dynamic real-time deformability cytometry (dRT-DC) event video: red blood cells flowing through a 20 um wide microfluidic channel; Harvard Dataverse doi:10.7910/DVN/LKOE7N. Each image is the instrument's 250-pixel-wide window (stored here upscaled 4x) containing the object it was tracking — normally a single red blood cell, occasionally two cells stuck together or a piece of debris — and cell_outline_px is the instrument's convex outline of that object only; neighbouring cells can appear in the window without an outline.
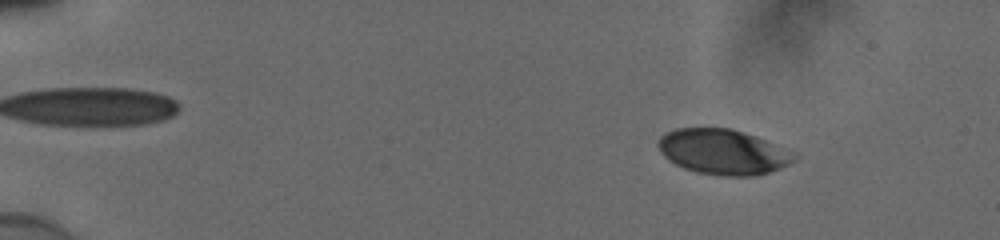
{"species": "human", "species_latin": "Homo sapiens", "temperature_condition": "cold", "stored_images_in_passage": 55, "camera_frame_rate_fps": 3000, "um_per_image_px": 0.085, "donor": {"sex": "male"}, "frame": {"image": 1, "passage_image": 8, "time_ms": 2.333, "image_size_px": [1000, 240], "cell_outline_px": [[800, 156], [796, 160], [780, 168], [768, 172], [752, 176], [724, 176], [696, 172], [684, 168], [668, 160], [660, 152], [656, 144], [660, 136], [664, 132], [676, 128], [732, 128], [756, 136], [796, 152]], "centroid_in_image_um": [61.46, 12.9], "position_along_channel_um": 23.5, "area_um2": 36.24}}
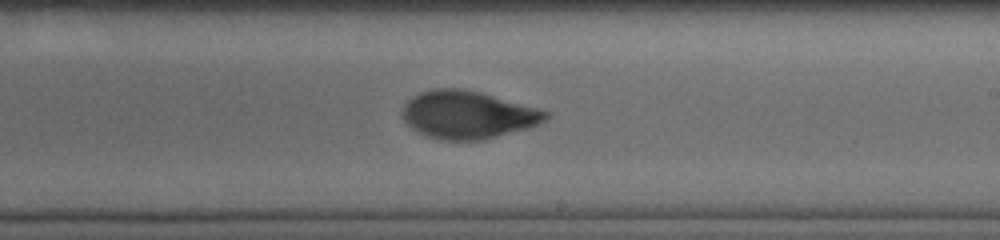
{"frame": {"image": 2, "passage_image": 35, "time_ms": 11.333, "image_size_px": [1000, 240], "cell_outline_px": [[552, 116], [548, 120], [532, 128], [484, 140], [444, 140], [428, 136], [412, 128], [404, 120], [400, 112], [404, 104], [412, 96], [420, 92], [436, 88], [460, 88], [480, 92], [552, 112]], "centroid_in_image_um": [39.82, 9.76], "position_along_channel_um": 249.2, "area_um2": 40.34}}
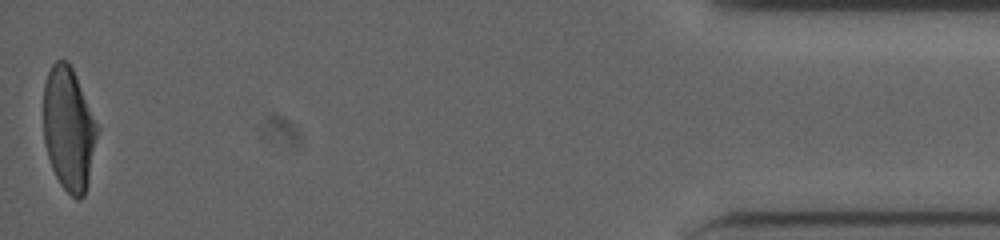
{"frame": {"image": 3, "passage_image": 55, "time_ms": 18.0, "image_size_px": [1000, 240], "cell_outline_px": [[100, 128], [88, 184], [84, 196], [80, 200], [76, 200], [60, 184], [52, 168], [48, 156], [44, 140], [44, 84], [48, 72], [52, 64], [56, 60], [68, 60], [72, 68]], "centroid_in_image_um": [5.86, 10.97], "position_along_channel_um": 429.3, "area_um2": 38.96}, "authors_computed_cell_mechanics": {"area_um2": 39.0728, "velocity_mm_per_s": 3.8671, "shape_relaxation_time_tau1_ms": 4.26, "shape_relaxation_time_tau2_ms": 1.0408, "deformation_change_tau1": 0.151, "deformation_change_tau2": 0.0537}}